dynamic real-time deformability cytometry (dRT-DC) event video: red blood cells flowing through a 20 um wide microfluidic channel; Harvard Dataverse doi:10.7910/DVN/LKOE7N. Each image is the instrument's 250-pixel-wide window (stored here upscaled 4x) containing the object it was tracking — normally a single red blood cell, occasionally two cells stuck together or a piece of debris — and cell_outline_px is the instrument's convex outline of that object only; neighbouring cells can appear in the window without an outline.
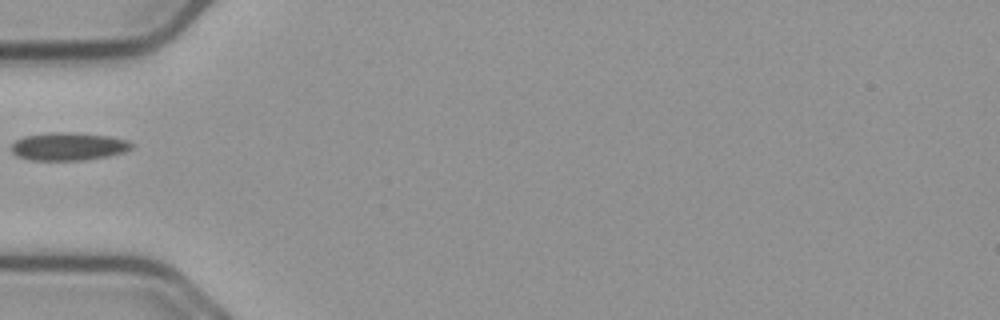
{"species": "common noctule bat (a hibernating species)", "species_latin": "Nyctalus noctula", "temperature_condition": "cold", "stored_images_in_passage": 11, "camera_frame_rate_fps": 3000, "um_per_image_px": 0.085, "animal": {"sex": "male", "body_mass_g": 23.1, "forearm_length_mm": 52.7}, "frame": {"image": 1, "passage_image": 1, "time_ms": 0.0, "image_size_px": [1000, 320], "cell_outline_px": [[132, 148], [124, 152], [108, 156], [80, 160], [28, 160], [16, 156], [12, 152], [12, 144], [16, 140], [24, 136], [48, 132], [72, 132], [108, 136], [128, 140], [132, 144]], "centroid_in_image_um": [5.79, 12.44], "position_along_channel_um": 79.2, "area_um2": 19.59}}
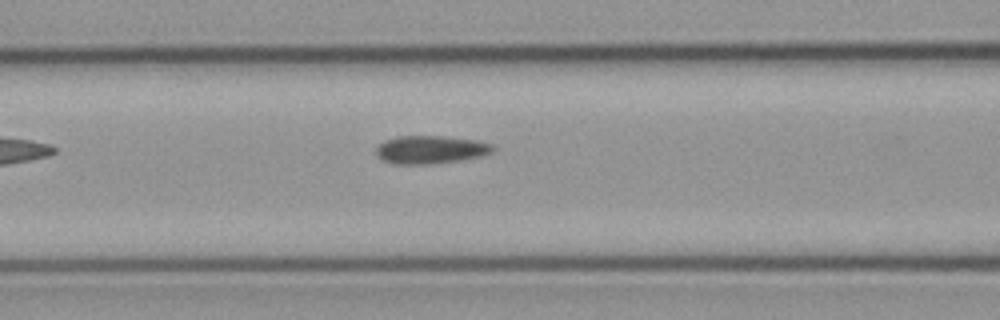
{"frame": {"image": 2, "passage_image": 5, "time_ms": 1.333, "image_size_px": [1000, 320], "cell_outline_px": [[496, 148], [492, 152], [480, 156], [460, 160], [432, 164], [392, 164], [380, 160], [376, 156], [376, 148], [384, 140], [396, 136], [444, 136], [476, 140], [492, 144]], "centroid_in_image_um": [36.56, 12.72], "position_along_channel_um": 130.0, "area_um2": 19.31}}